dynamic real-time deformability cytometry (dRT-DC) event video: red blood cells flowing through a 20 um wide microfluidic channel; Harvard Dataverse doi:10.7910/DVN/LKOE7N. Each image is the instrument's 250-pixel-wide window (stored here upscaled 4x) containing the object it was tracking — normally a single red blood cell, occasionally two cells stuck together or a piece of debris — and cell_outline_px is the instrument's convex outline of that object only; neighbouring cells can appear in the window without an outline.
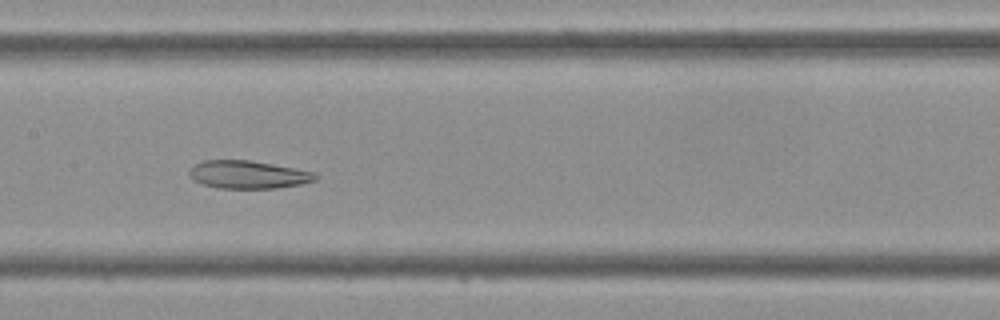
{"species": "Egyptian fruit bat (a non-hibernating species)", "species_latin": "Rousettus aegyptiacus", "temperature_condition": "cold", "stored_images_in_passage": 39, "camera_frame_rate_fps": 3000, "um_per_image_px": 0.085, "frame": {"image": 1, "passage_image": 16, "time_ms": 5.0, "image_size_px": [1000, 320], "cell_outline_px": [[320, 176], [316, 180], [300, 184], [276, 188], [216, 188], [192, 180], [188, 176], [188, 168], [204, 160], [248, 160], [272, 164], [316, 172]], "centroid_in_image_um": [21.07, 14.84], "position_along_channel_um": 186.3, "area_um2": 20.63}}
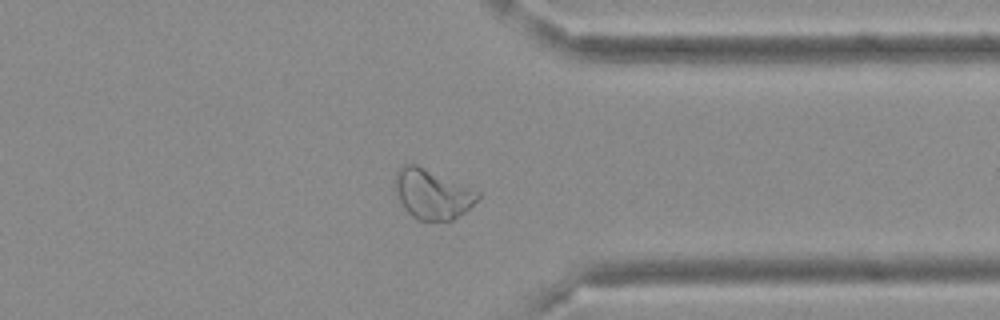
{"frame": {"image": 2, "passage_image": 29, "time_ms": 9.333, "image_size_px": [1000, 320], "cell_outline_px": [[480, 196], [464, 212], [452, 220], [416, 220], [404, 208], [396, 192], [396, 172], [404, 164], [416, 164], [480, 192]], "centroid_in_image_um": [36.73, 16.5], "position_along_channel_um": 374.7, "area_um2": 23.41}}
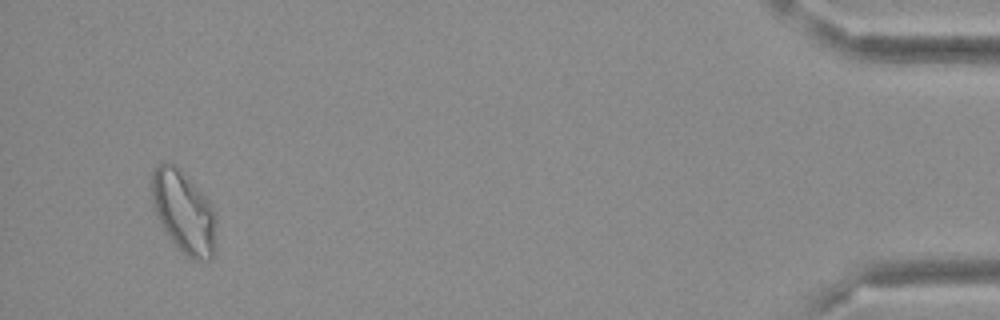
{"frame": {"image": 3, "passage_image": 37, "time_ms": 12.0, "image_size_px": [1000, 320], "cell_outline_px": [[216, 256], [212, 260], [196, 260], [188, 256], [172, 240], [160, 224], [152, 208], [152, 172], [160, 164], [172, 164], [184, 172], [212, 204], [216, 216]], "centroid_in_image_um": [15.66, 18.06], "position_along_channel_um": 419.5, "area_um2": 31.1}}